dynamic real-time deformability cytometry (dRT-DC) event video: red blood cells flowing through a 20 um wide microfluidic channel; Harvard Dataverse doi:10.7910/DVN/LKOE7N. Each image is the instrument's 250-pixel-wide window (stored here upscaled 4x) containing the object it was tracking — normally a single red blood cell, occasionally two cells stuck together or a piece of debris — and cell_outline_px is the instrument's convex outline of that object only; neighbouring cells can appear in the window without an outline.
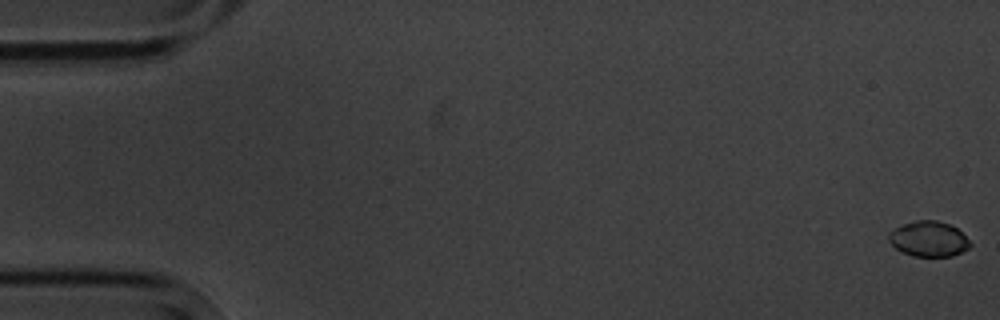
{"species": "common noctule bat (a hibernating species)", "species_latin": "Nyctalus noctula", "temperature_condition": "cold", "stored_images_in_passage": 4, "camera_frame_rate_fps": 3000, "um_per_image_px": 0.085, "animal": {"sex": "male", "body_mass_g": 20.1, "forearm_length_mm": 53.5}, "frame": {"image": 1, "passage_image": 1, "time_ms": 0.0, "image_size_px": [1000, 320], "cell_outline_px": [[972, 244], [968, 248], [952, 256], [912, 256], [900, 252], [888, 240], [888, 232], [904, 224], [916, 220], [936, 220], [948, 224], [956, 228]], "centroid_in_image_um": [78.9, 20.31], "position_along_channel_um": 6.1, "area_um2": 16.59}}